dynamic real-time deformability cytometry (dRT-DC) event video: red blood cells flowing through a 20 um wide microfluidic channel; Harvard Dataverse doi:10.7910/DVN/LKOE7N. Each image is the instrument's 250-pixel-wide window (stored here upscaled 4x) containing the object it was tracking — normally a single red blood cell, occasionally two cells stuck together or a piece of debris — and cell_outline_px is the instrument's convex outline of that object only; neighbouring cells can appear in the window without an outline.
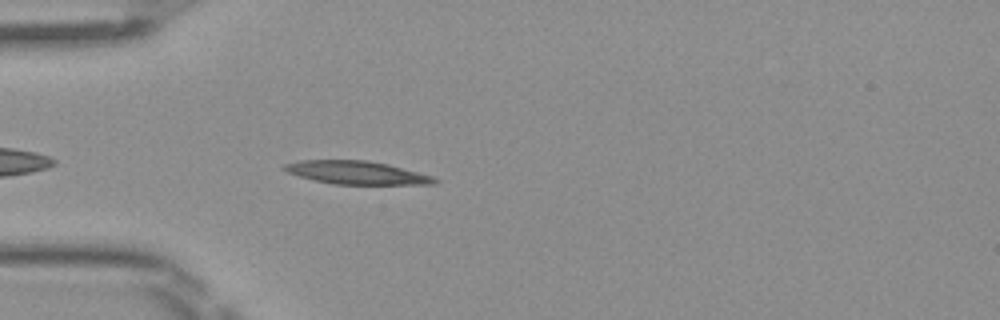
{"species": "Egyptian fruit bat (a non-hibernating species)", "species_latin": "Rousettus aegyptiacus", "temperature_condition": "room temperature", "stored_images_in_passage": 39, "camera_frame_rate_fps": 3000, "um_per_image_px": 0.085, "frame": {"image": 1, "passage_image": 4, "time_ms": 1.0, "image_size_px": [1000, 320], "cell_outline_px": [[440, 180], [436, 184], [332, 184], [300, 176], [288, 172], [280, 168], [284, 164], [300, 160], [368, 160], [388, 164], [432, 176]], "centroid_in_image_um": [30.31, 14.67], "position_along_channel_um": 54.7, "area_um2": 20.17}}
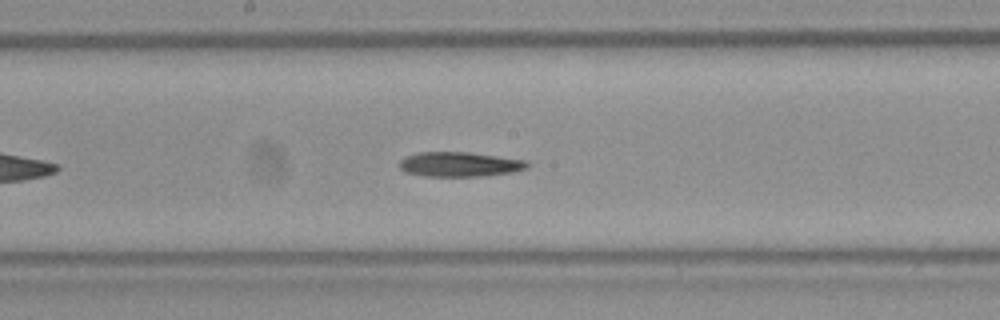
{"frame": {"image": 2, "passage_image": 16, "time_ms": 5.0, "image_size_px": [1000, 320], "cell_outline_px": [[532, 164], [528, 168], [512, 172], [480, 176], [424, 176], [404, 172], [396, 164], [404, 156], [416, 152], [468, 152], [528, 160]], "centroid_in_image_um": [39.05, 13.96], "position_along_channel_um": 209.2, "area_um2": 18.73}}
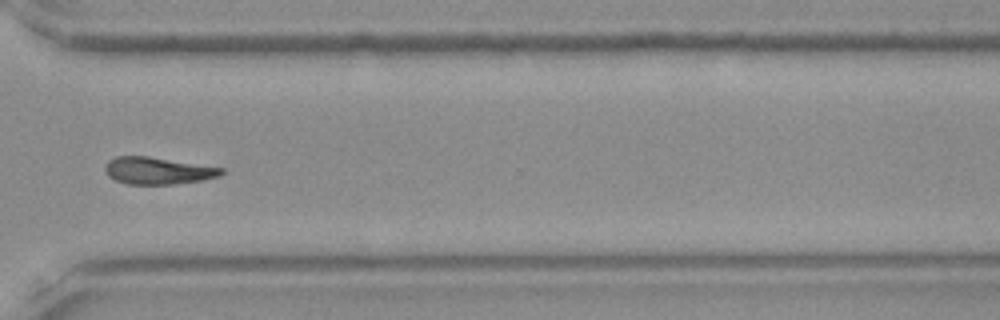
{"frame": {"image": 3, "passage_image": 27, "time_ms": 8.667, "image_size_px": [1000, 320], "cell_outline_px": [[224, 172], [220, 176], [204, 180], [172, 184], [128, 184], [116, 180], [108, 176], [104, 168], [104, 164], [108, 160], [116, 156], [148, 156], [224, 168]], "centroid_in_image_um": [13.4, 14.5], "position_along_channel_um": 357.2, "area_um2": 18.38}}